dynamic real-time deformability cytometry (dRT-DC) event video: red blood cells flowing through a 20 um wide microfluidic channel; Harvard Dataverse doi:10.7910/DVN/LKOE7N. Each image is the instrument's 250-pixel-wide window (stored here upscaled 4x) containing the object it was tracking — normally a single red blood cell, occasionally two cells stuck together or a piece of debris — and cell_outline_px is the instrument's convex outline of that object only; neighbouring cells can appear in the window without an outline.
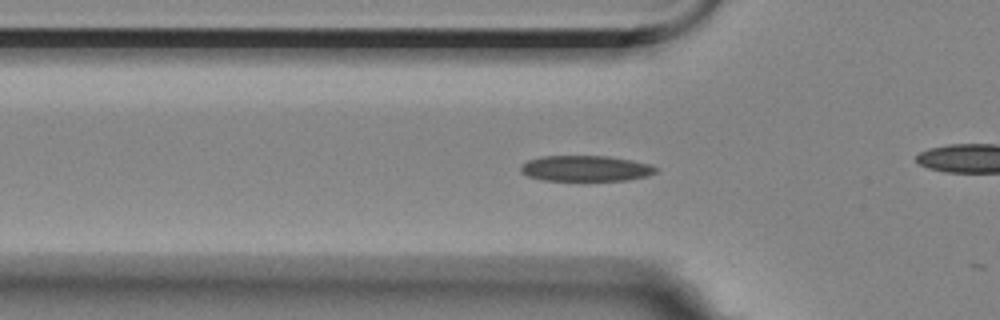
{"species": "Egyptian fruit bat (a non-hibernating species)", "species_latin": "Rousettus aegyptiacus", "temperature_condition": "room temperature", "stored_images_in_passage": 4, "camera_frame_rate_fps": 3000, "um_per_image_px": 0.085, "animal": {"sex": "female"}, "frame": {"image": 1, "passage_image": 3, "time_ms": 0.667, "image_size_px": [1000, 320], "cell_outline_px": [[660, 168], [656, 172], [648, 176], [628, 180], [544, 180], [528, 176], [520, 172], [520, 164], [528, 160], [540, 156], [608, 156], [632, 160], [652, 164]], "centroid_in_image_um": [49.8, 14.31], "position_along_channel_um": 76.0, "area_um2": 20.46}}